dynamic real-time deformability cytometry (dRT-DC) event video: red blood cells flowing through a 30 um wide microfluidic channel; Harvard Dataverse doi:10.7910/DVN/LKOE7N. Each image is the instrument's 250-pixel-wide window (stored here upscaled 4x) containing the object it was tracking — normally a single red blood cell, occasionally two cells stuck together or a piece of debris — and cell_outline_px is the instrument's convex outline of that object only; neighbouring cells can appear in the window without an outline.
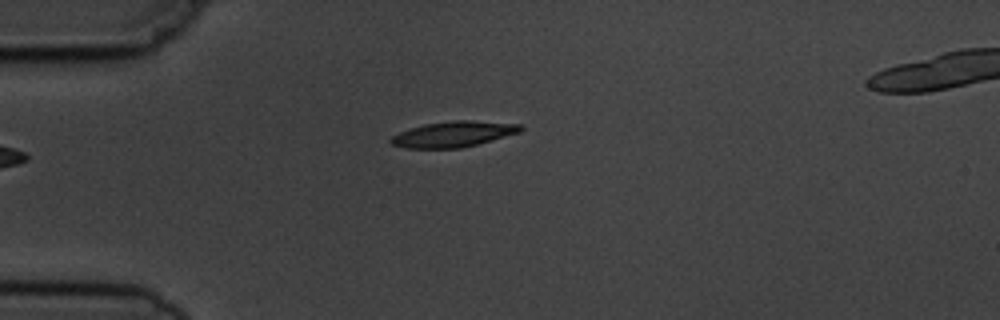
{"species": "common noctule bat (a hibernating species)", "species_latin": "Nyctalus noctula", "temperature_condition": "cold", "stored_images_in_passage": 4, "camera_frame_rate_fps": 3000, "um_per_image_px": 0.085, "animal": {"sex": "male", "body_mass_g": 19.5, "forearm_length_mm": 54.6}, "frame": {"image": 1, "passage_image": 4, "time_ms": 4.333, "image_size_px": [1000, 320], "cell_outline_px": [[524, 128], [520, 132], [476, 144], [460, 148], [408, 148], [392, 144], [388, 140], [392, 136], [400, 132], [424, 124], [452, 120], [468, 120], [520, 124]], "centroid_in_image_um": [38.53, 11.39], "position_along_channel_um": 46.5, "area_um2": 19.13}}